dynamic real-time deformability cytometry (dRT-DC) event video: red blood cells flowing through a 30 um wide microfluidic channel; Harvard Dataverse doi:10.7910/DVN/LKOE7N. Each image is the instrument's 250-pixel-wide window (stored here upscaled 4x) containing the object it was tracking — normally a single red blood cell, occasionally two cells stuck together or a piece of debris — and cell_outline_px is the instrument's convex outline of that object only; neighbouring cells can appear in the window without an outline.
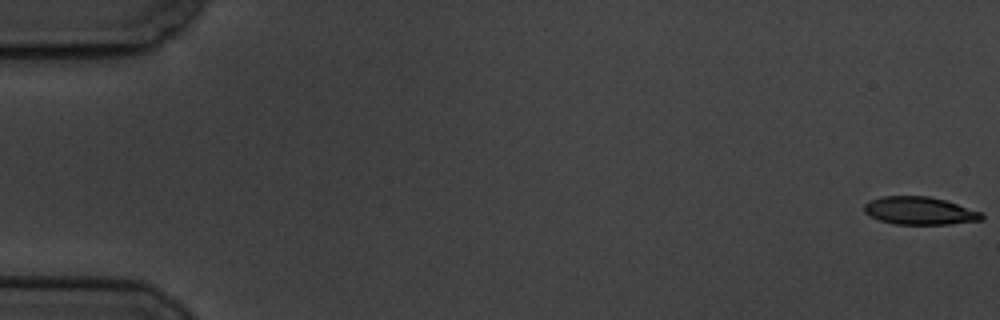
{"species": "common noctule bat (a hibernating species)", "species_latin": "Nyctalus noctula", "temperature_condition": "cold", "stored_images_in_passage": 59, "camera_frame_rate_fps": 3000, "um_per_image_px": 0.085, "animal": {"sex": "male", "body_mass_g": 19.5, "forearm_length_mm": 54.6}, "frame": {"image": 1, "passage_image": 1, "time_ms": 0.0, "image_size_px": [1000, 320], "cell_outline_px": [[984, 220], [948, 224], [896, 224], [880, 220], [864, 212], [864, 204], [868, 200], [880, 196], [928, 196], [944, 200], [980, 212], [984, 216]], "centroid_in_image_um": [78.14, 17.91], "position_along_channel_um": 6.9, "area_um2": 18.9}}
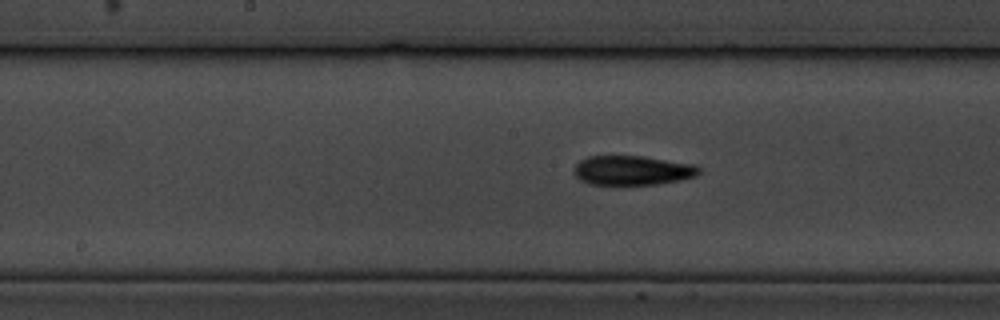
{"frame": {"image": 2, "passage_image": 30, "time_ms": 9.667, "image_size_px": [1000, 320], "cell_outline_px": [[700, 172], [696, 176], [680, 180], [656, 184], [588, 184], [580, 180], [576, 176], [576, 164], [580, 160], [588, 156], [644, 156], [696, 164], [700, 168]], "centroid_in_image_um": [53.8, 14.47], "position_along_channel_um": 194.4, "area_um2": 21.39}}
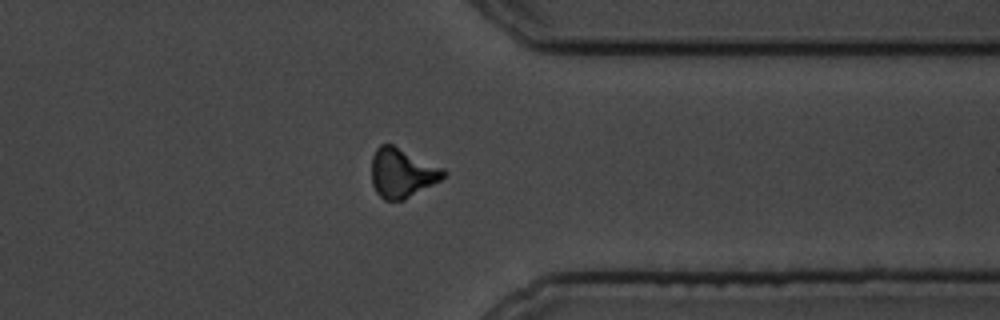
{"frame": {"image": 3, "passage_image": 46, "time_ms": 15.0, "image_size_px": [1000, 320], "cell_outline_px": [[448, 172], [440, 180], [404, 200], [384, 200], [376, 192], [372, 184], [372, 156], [376, 148], [380, 144], [392, 144], [444, 168]], "centroid_in_image_um": [34.16, 14.69], "position_along_channel_um": 377.2, "area_um2": 20.63}, "authors_computed_cell_mechanics": {"area_um2": 20.4612, "velocity_mm_per_s": 3.5058, "shape_relaxation_time_tau1_ms": 5.7055, "shape_relaxation_time_tau2_ms": 9.578, "deformation_change_tau1": 0.1429, "deformation_change_tau2": 0.1782}}